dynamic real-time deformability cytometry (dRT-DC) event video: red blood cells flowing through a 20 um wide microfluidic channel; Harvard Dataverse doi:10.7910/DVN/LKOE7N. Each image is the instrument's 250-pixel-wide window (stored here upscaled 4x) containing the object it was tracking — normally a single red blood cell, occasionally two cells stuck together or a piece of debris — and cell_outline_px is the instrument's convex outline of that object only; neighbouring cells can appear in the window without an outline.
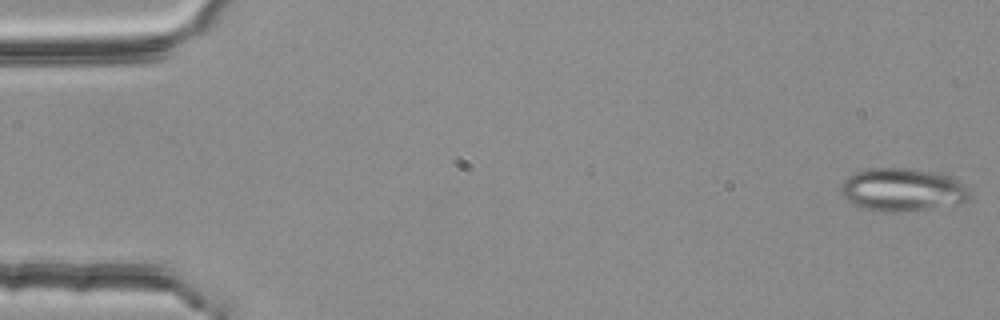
{"species": "common noctule bat (a hibernating species)", "species_latin": "Nyctalus noctula", "temperature_condition": "room temperature", "stored_images_in_passage": 19, "camera_frame_rate_fps": 3000, "um_per_image_px": 0.085, "animal": {"sex": "female", "body_mass_g": 25.1}, "frame": {"image": 1, "passage_image": 1, "time_ms": 0.0, "image_size_px": [1000, 320], "cell_outline_px": [[972, 200], [964, 204], [904, 212], [880, 212], [860, 208], [852, 204], [840, 196], [840, 184], [848, 176], [864, 168], [908, 168], [944, 172], [952, 176], [968, 188], [972, 192]], "centroid_in_image_um": [76.76, 16.14], "position_along_channel_um": 8.2, "area_um2": 33.7}}